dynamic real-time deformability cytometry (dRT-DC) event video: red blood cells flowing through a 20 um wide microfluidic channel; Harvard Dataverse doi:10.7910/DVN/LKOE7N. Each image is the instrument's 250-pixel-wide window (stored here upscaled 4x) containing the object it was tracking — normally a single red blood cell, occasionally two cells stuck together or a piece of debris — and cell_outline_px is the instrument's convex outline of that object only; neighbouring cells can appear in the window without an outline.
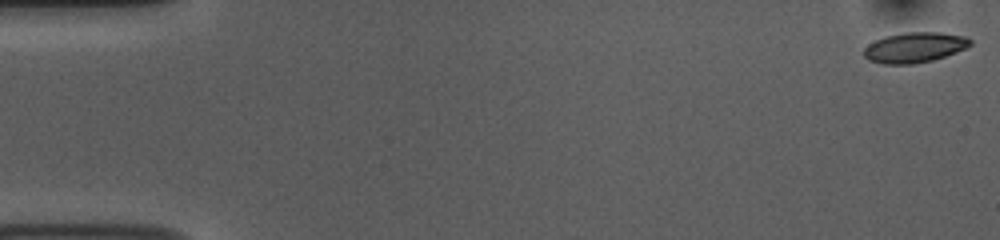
{"species": "common noctule bat (a hibernating species)", "species_latin": "Nyctalus noctula", "temperature_condition": "room temperature", "stored_images_in_passage": 53, "camera_frame_rate_fps": 3000, "um_per_image_px": 0.085, "animal": {"sex": "female", "body_mass_g": 10.0, "forearm_length_mm": 53.1}, "frame": {"image": 1, "passage_image": 1, "time_ms": 0.0, "image_size_px": [1000, 240], "cell_outline_px": [[972, 44], [964, 48], [944, 56], [932, 60], [912, 64], [884, 64], [868, 60], [864, 56], [864, 48], [868, 44], [884, 36], [908, 32], [940, 32], [964, 36], [972, 40]], "centroid_in_image_um": [77.71, 4.03], "position_along_channel_um": 7.3, "area_um2": 18.61}}
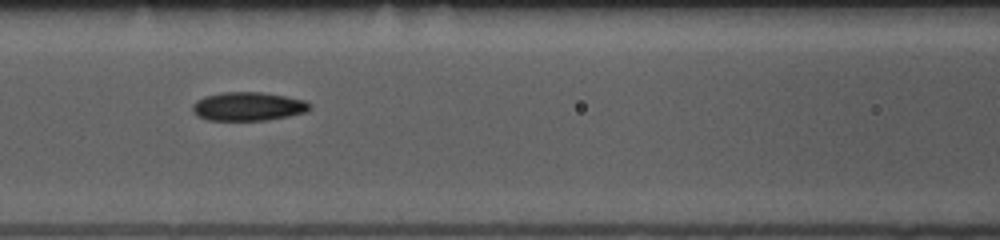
{"frame": {"image": 2, "passage_image": 23, "time_ms": 7.333, "image_size_px": [1000, 240], "cell_outline_px": [[312, 108], [308, 112], [268, 120], [208, 120], [196, 116], [192, 108], [192, 104], [196, 100], [204, 96], [220, 92], [260, 92], [284, 96], [304, 100], [312, 104]], "centroid_in_image_um": [21.09, 9.05], "position_along_channel_um": 145.5, "area_um2": 19.77}}
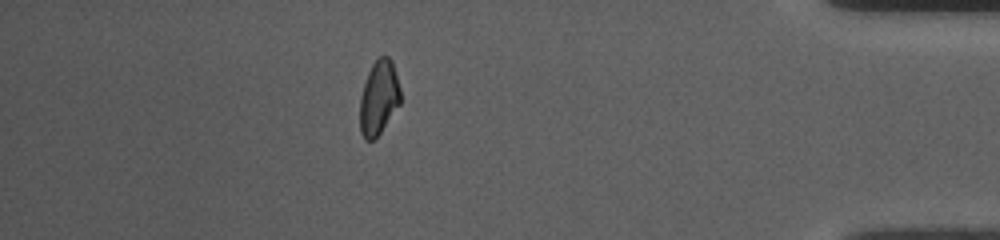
{"frame": {"image": 3, "passage_image": 47, "time_ms": 15.333, "image_size_px": [1000, 240], "cell_outline_px": [[400, 104], [380, 132], [372, 140], [364, 140], [360, 132], [360, 96], [368, 72], [372, 64], [380, 56], [388, 56], [392, 60], [400, 88]], "centroid_in_image_um": [32.19, 8.29], "position_along_channel_um": 403.0, "area_um2": 17.46}, "authors_computed_cell_mechanics": {"area_um2": 18.6694, "velocity_mm_per_s": 3.7606, "shape_relaxation_time_tau1_ms": 4.6755, "shape_relaxation_time_tau2_ms": null, "deformation_change_tau1": 0.1014, "deformation_change_tau2": null}}